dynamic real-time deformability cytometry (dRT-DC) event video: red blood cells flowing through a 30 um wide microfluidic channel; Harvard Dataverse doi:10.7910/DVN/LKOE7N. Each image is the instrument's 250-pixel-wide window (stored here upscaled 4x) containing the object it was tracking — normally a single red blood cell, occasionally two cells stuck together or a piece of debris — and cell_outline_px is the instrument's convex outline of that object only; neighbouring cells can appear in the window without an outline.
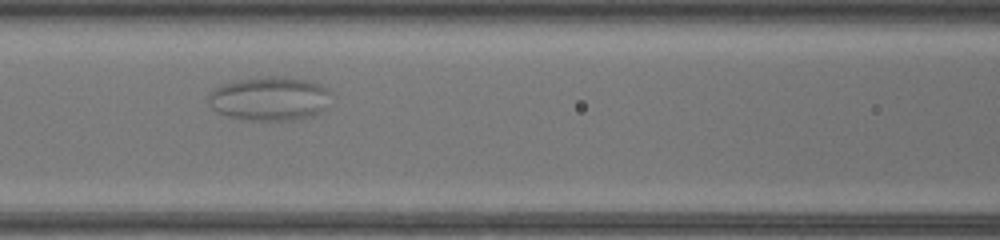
{"species": "common noctule bat (a hibernating species)", "species_latin": "Nyctalus noctula", "temperature_condition": "warm", "stored_images_in_passage": 40, "camera_frame_rate_fps": 3000, "um_per_image_px": 0.085, "animal": {"sex": "female", "body_mass_g": 17.0, "forearm_length_mm": 48.0}, "frame": {"image": 1, "passage_image": 13, "time_ms": 4.0, "image_size_px": [1000, 240], "cell_outline_px": [[328, 92], [320, 112], [308, 116], [284, 120], [252, 120], [228, 116], [212, 108], [208, 104], [208, 96], [220, 84], [240, 80], [268, 76], [284, 76], [312, 80], [324, 84], [328, 88]], "centroid_in_image_um": [22.88, 8.35], "position_along_channel_um": 143.7, "area_um2": 30.87}}
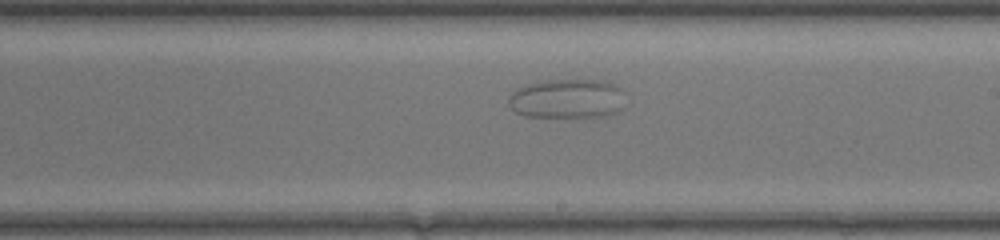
{"frame": {"image": 2, "passage_image": 20, "time_ms": 6.333, "image_size_px": [1000, 240], "cell_outline_px": [[620, 88], [616, 108], [612, 112], [604, 116], [528, 116], [516, 112], [512, 108], [508, 100], [512, 92], [516, 88], [528, 84], [544, 80], [604, 80]], "centroid_in_image_um": [48.07, 8.36], "position_along_channel_um": 240.9, "area_um2": 25.66}}
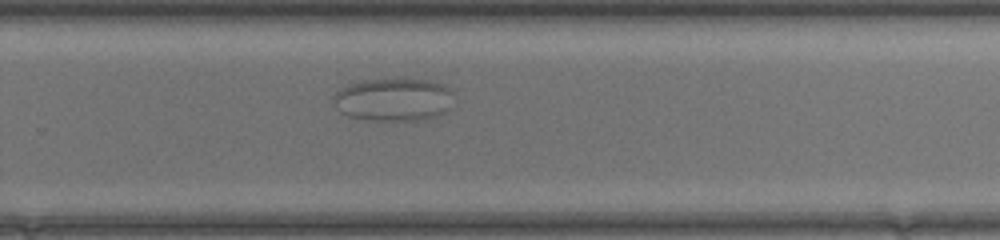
{"frame": {"image": 3, "passage_image": 24, "time_ms": 7.667, "image_size_px": [1000, 240], "cell_outline_px": [[452, 108], [436, 116], [416, 120], [368, 120], [348, 116], [340, 112], [336, 108], [332, 96], [340, 88], [348, 84], [364, 80], [432, 80], [444, 84], [452, 92]], "centroid_in_image_um": [33.44, 8.47], "position_along_channel_um": 296.4, "area_um2": 30.11}}